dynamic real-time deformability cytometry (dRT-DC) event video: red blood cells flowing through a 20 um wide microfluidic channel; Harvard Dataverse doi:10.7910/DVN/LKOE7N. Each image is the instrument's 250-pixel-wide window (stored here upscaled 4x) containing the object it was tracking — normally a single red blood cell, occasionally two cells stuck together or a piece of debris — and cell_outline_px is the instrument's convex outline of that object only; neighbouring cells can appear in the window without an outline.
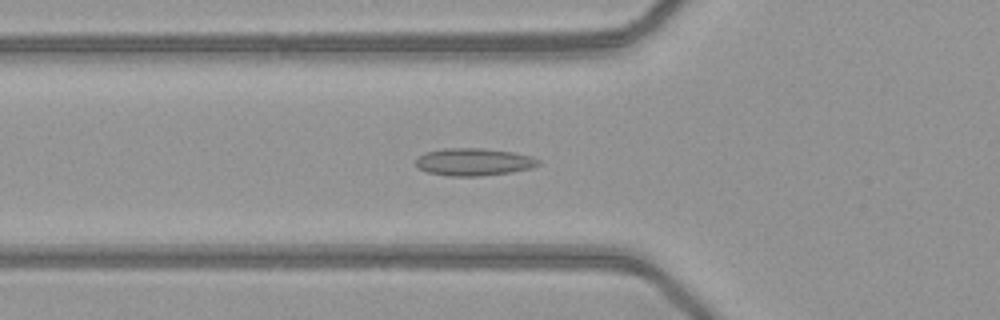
{"species": "common noctule bat (a hibernating species)", "species_latin": "Nyctalus noctula", "temperature_condition": "warm", "stored_images_in_passage": 50, "camera_frame_rate_fps": 3000, "um_per_image_px": 0.085, "animal": {"sex": "female", "body_mass_g": 21.9}, "frame": {"image": 1, "passage_image": 18, "time_ms": 5.667, "image_size_px": [1000, 320], "cell_outline_px": [[540, 164], [532, 168], [512, 172], [480, 176], [448, 176], [428, 172], [420, 168], [416, 164], [416, 160], [424, 152], [444, 148], [484, 148], [512, 152], [532, 156], [540, 160]], "centroid_in_image_um": [40.3, 13.76], "position_along_channel_um": 85.5, "area_um2": 19.65}}
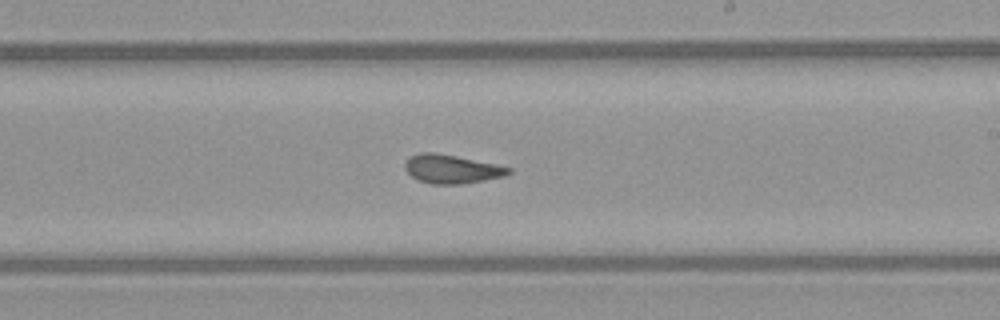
{"frame": {"image": 2, "passage_image": 30, "time_ms": 9.667, "image_size_px": [1000, 320], "cell_outline_px": [[512, 172], [504, 176], [464, 184], [432, 184], [420, 180], [412, 176], [404, 168], [404, 164], [408, 156], [420, 152], [436, 152], [496, 164], [512, 168]], "centroid_in_image_um": [38.38, 14.36], "position_along_channel_um": 250.6, "area_um2": 17.4}}
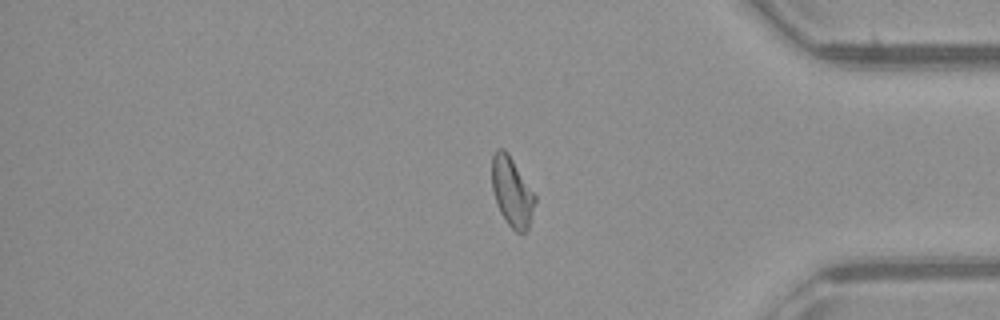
{"frame": {"image": 3, "passage_image": 42, "time_ms": 13.667, "image_size_px": [1000, 320], "cell_outline_px": [[536, 200], [528, 232], [516, 232], [508, 224], [500, 212], [492, 188], [492, 156], [496, 148], [504, 148], [508, 152], [536, 196]], "centroid_in_image_um": [43.52, 16.3], "position_along_channel_um": 391.7, "area_um2": 17.46}, "authors_computed_cell_mechanics": {"area_um2": 18.0047, "velocity_mm_per_s": 4.0966, "shape_relaxation_time_tau1_ms": null, "shape_relaxation_time_tau2_ms": 1.1966, "deformation_change_tau1": null, "deformation_change_tau2": 0.0603}}